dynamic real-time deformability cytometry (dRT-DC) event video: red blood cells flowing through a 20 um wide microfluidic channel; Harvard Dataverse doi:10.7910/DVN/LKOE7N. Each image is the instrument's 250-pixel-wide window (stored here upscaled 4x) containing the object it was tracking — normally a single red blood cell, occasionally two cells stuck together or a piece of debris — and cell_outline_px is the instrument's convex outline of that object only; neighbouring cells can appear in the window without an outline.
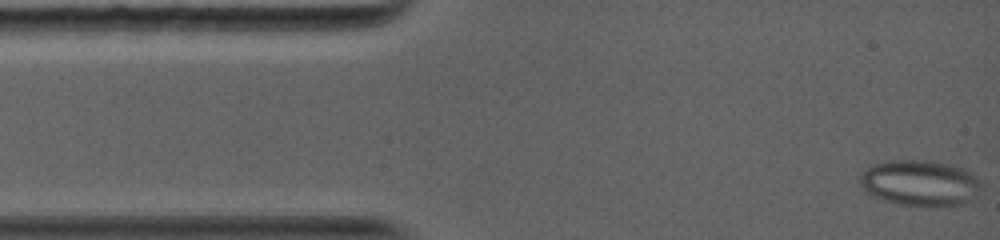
{"species": "common noctule bat (a hibernating species)", "species_latin": "Nyctalus noctula", "temperature_condition": "warm", "stored_images_in_passage": 45, "camera_frame_rate_fps": 5000, "um_per_image_px": 0.085, "animal": {"sex": "female", "body_mass_g": 19.0, "forearm_length_mm": 56.7}, "frame": {"image": 1, "passage_image": 1, "time_ms": 0.0, "image_size_px": [1000, 240], "cell_outline_px": [[980, 192], [972, 200], [964, 204], [928, 208], [900, 204], [884, 200], [872, 196], [860, 184], [860, 176], [872, 164], [892, 160], [932, 160], [964, 168], [976, 176], [980, 180]], "centroid_in_image_um": [78.25, 15.57], "position_along_channel_um": 6.7, "area_um2": 32.89}}
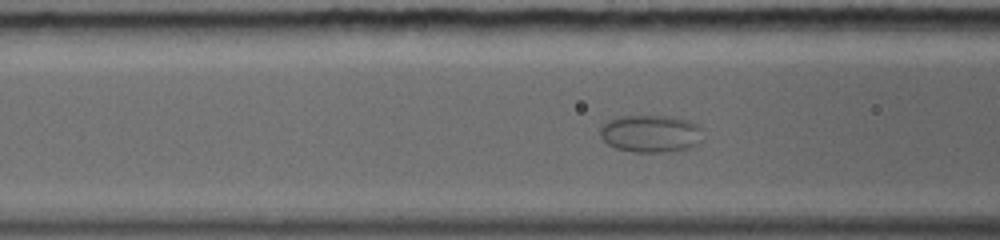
{"frame": {"image": 2, "passage_image": 32, "time_ms": 4.8, "image_size_px": [1000, 240], "cell_outline_px": [[700, 140], [692, 148], [664, 152], [636, 152], [616, 148], [608, 144], [600, 136], [600, 128], [608, 120], [620, 116], [672, 116], [688, 120], [696, 124], [700, 128]], "centroid_in_image_um": [55.29, 11.35], "position_along_channel_um": 111.3, "area_um2": 22.31}}
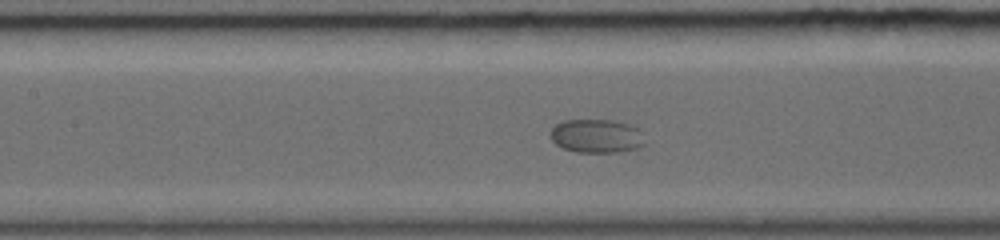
{"frame": {"image": 3, "passage_image": 40, "time_ms": 6.0, "image_size_px": [1000, 240], "cell_outline_px": [[644, 144], [636, 148], [620, 152], [576, 152], [564, 148], [556, 144], [548, 136], [552, 128], [556, 124], [564, 120], [612, 120], [632, 124], [640, 128]], "centroid_in_image_um": [50.7, 11.55], "position_along_channel_um": 156.7, "area_um2": 18.67}}